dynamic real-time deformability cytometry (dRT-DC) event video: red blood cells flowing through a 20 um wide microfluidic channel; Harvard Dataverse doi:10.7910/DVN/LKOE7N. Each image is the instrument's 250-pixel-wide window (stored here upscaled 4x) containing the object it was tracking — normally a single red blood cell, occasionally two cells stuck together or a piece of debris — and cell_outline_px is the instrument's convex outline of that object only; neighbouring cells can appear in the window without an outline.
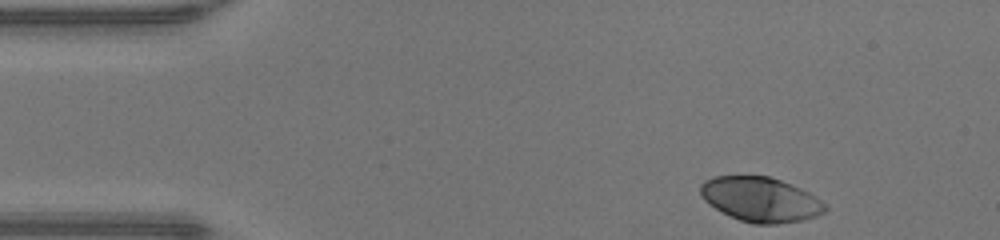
{"species": "human", "species_latin": "Homo sapiens", "temperature_condition": "warm", "stored_images_in_passage": 37, "camera_frame_rate_fps": 3000, "um_per_image_px": 0.085, "donor": {"sex": "male"}, "frame": {"image": 1, "passage_image": 1, "time_ms": 0.0, "image_size_px": [1000, 240], "cell_outline_px": [[828, 208], [824, 212], [816, 216], [804, 220], [776, 224], [752, 224], [740, 220], [708, 204], [704, 200], [700, 192], [700, 184], [704, 180], [712, 176], [768, 176], [780, 180], [800, 188], [816, 196]], "centroid_in_image_um": [64.64, 16.95], "position_along_channel_um": 20.4, "area_um2": 32.37}}
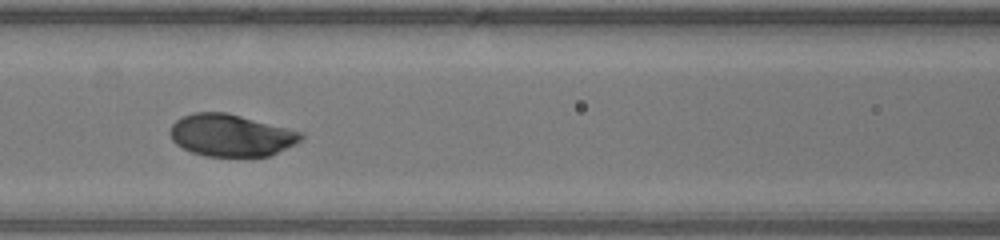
{"frame": {"image": 2, "passage_image": 16, "time_ms": 5.0, "image_size_px": [1000, 240], "cell_outline_px": [[304, 136], [296, 144], [272, 156], [204, 156], [192, 152], [176, 144], [172, 140], [168, 132], [172, 124], [176, 120], [192, 112], [228, 112], [300, 132]], "centroid_in_image_um": [19.61, 11.5], "position_along_channel_um": 147.0, "area_um2": 32.14}}
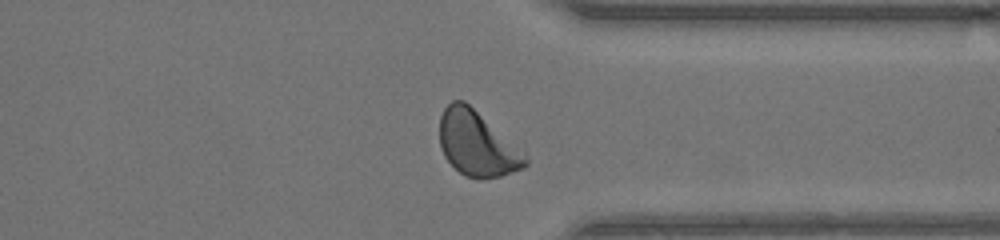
{"frame": {"image": 3, "passage_image": 32, "time_ms": 10.333, "image_size_px": [1000, 240], "cell_outline_px": [[528, 164], [524, 168], [500, 176], [464, 176], [444, 156], [440, 148], [440, 116], [444, 108], [452, 100], [464, 100], [524, 152], [528, 156]], "centroid_in_image_um": [40.54, 12.19], "position_along_channel_um": 370.9, "area_um2": 31.79}, "authors_computed_cell_mechanics": {"area_um2": 32.1946, "velocity_mm_per_s": 4.2549, "shape_relaxation_time_tau1_ms": 2.0492, "shape_relaxation_time_tau2_ms": null, "deformation_change_tau1": 0.1665, "deformation_change_tau2": null}}